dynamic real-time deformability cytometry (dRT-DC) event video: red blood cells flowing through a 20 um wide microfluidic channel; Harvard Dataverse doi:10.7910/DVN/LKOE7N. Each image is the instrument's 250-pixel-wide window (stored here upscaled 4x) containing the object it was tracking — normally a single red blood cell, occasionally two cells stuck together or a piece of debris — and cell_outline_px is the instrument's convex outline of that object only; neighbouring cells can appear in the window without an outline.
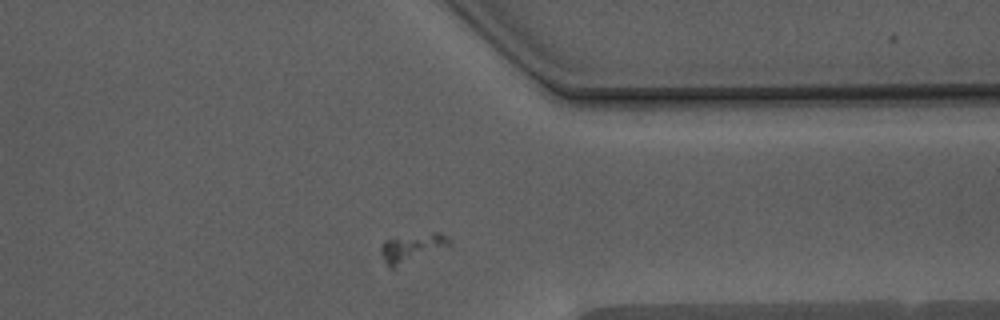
{"species": "Egyptian fruit bat (a non-hibernating species)", "species_latin": "Rousettus aegyptiacus", "temperature_condition": "warm", "stored_images_in_passage": 34, "camera_frame_rate_fps": 3000, "um_per_image_px": 0.085, "animal": {"sex": "male"}, "frame": {"image": 1, "passage_image": 27, "time_ms": 8.667, "image_size_px": [1000, 320], "cell_outline_px": [[452, 244], [392, 268], [388, 268], [380, 252], [380, 244], [384, 240], [432, 232], [440, 232], [448, 236], [452, 240]], "centroid_in_image_um": [35.01, 21.03], "position_along_channel_um": 376.4, "area_um2": 11.1}}